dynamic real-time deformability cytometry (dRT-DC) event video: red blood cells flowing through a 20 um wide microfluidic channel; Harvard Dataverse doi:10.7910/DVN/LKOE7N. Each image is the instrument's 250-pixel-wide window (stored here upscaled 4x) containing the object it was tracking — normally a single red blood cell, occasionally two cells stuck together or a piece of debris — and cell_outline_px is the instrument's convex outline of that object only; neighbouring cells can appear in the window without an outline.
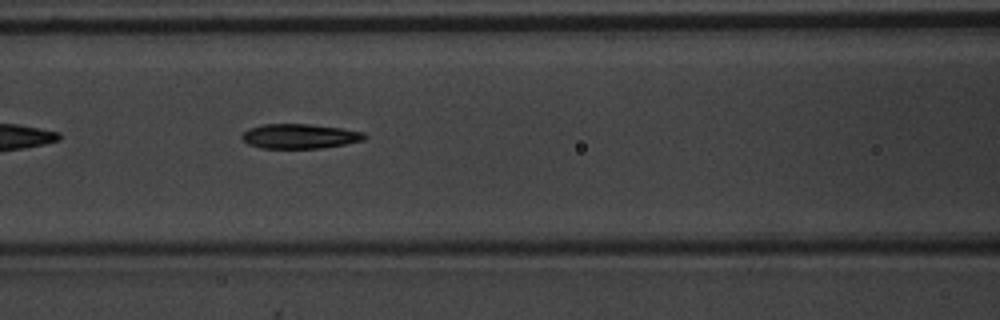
{"species": "common noctule bat (a hibernating species)", "species_latin": "Nyctalus noctula", "temperature_condition": "warm", "stored_images_in_passage": 17, "camera_frame_rate_fps": 3000, "um_per_image_px": 0.085, "animal": {"sex": "male", "body_mass_g": 20.1, "forearm_length_mm": 53.5}, "frame": {"image": 1, "passage_image": 8, "time_ms": 2.333, "image_size_px": [1000, 320], "cell_outline_px": [[368, 136], [364, 140], [344, 144], [320, 148], [260, 148], [248, 144], [240, 136], [248, 128], [264, 124], [308, 124], [340, 128], [364, 132]], "centroid_in_image_um": [25.46, 11.58], "position_along_channel_um": 141.1, "area_um2": 17.57}}